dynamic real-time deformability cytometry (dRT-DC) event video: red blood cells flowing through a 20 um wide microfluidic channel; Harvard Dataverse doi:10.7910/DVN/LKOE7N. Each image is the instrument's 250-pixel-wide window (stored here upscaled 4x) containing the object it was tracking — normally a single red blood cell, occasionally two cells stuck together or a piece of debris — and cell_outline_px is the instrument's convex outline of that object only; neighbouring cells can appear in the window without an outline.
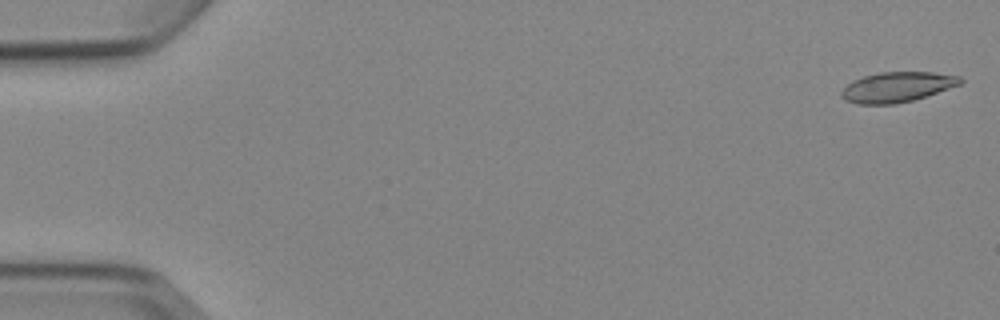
{"species": "Egyptian fruit bat (a non-hibernating species)", "species_latin": "Rousettus aegyptiacus", "temperature_condition": "cold", "stored_images_in_passage": 7, "camera_frame_rate_fps": 3000, "um_per_image_px": 0.085, "animal": {"sex": "female"}, "frame": {"image": 1, "passage_image": 1, "time_ms": 0.0, "image_size_px": [1000, 320], "cell_outline_px": [[964, 84], [912, 100], [896, 104], [856, 104], [840, 96], [840, 92], [852, 80], [864, 76], [880, 72], [932, 72], [960, 76], [964, 80]], "centroid_in_image_um": [76.29, 7.39], "position_along_channel_um": 8.7, "area_um2": 20.92}}
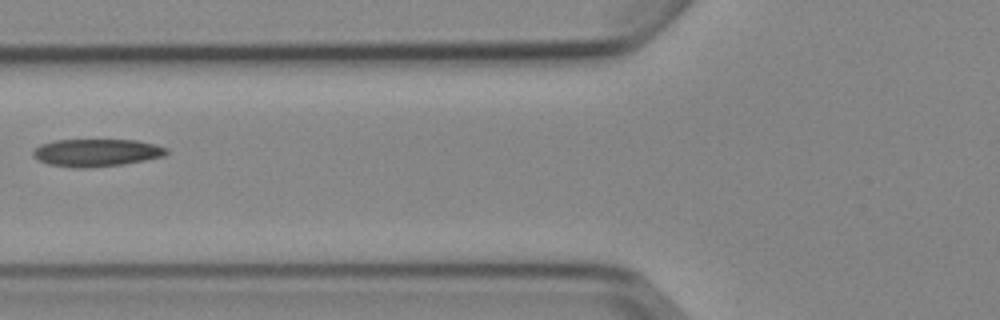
{"frame": {"image": 2, "passage_image": 6, "time_ms": 6.667, "image_size_px": [1000, 320], "cell_outline_px": [[168, 152], [164, 156], [144, 160], [120, 164], [88, 168], [72, 168], [48, 164], [32, 156], [32, 152], [40, 144], [56, 140], [136, 140], [156, 144], [168, 148]], "centroid_in_image_um": [8.19, 12.97], "position_along_channel_um": 117.6, "area_um2": 21.39}}
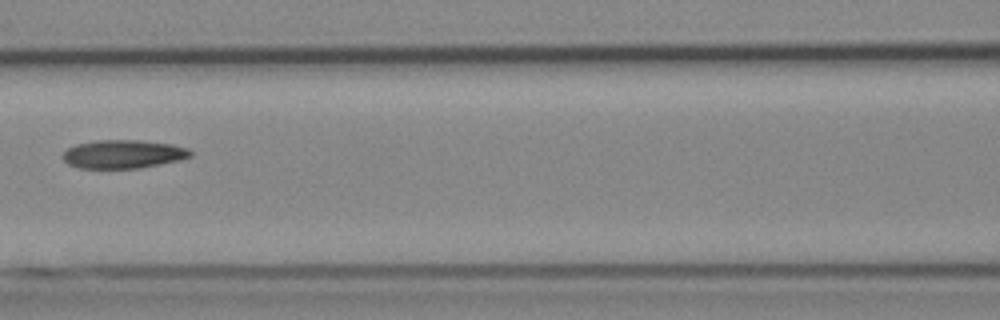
{"frame": {"image": 3, "passage_image": 7, "time_ms": 7.667, "image_size_px": [1000, 320], "cell_outline_px": [[192, 156], [180, 160], [140, 168], [76, 168], [68, 164], [60, 156], [68, 148], [76, 144], [96, 140], [140, 140], [172, 144], [188, 148], [192, 152]], "centroid_in_image_um": [10.46, 13.1], "position_along_channel_um": 156.1, "area_um2": 21.33}}